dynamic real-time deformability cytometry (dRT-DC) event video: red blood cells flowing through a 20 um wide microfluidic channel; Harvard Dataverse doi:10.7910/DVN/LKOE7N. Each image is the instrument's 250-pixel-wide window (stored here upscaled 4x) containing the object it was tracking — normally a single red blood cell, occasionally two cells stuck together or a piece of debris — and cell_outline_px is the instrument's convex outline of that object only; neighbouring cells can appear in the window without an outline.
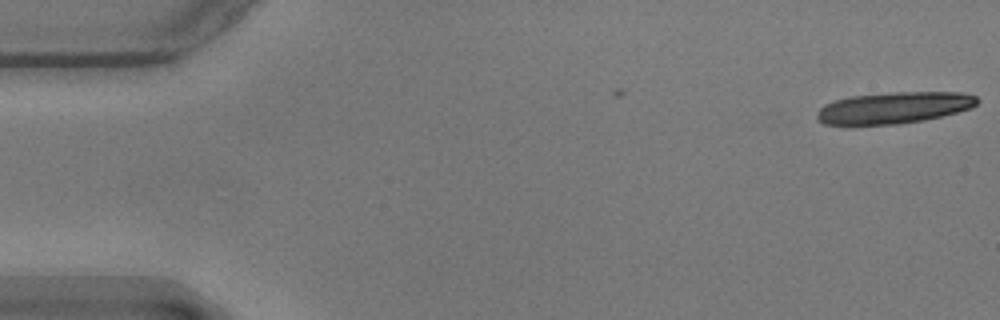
{"species": "common noctule bat (a hibernating species)", "species_latin": "Nyctalus noctula", "temperature_condition": "warm", "stored_images_in_passage": 7, "camera_frame_rate_fps": 3000, "um_per_image_px": 0.085, "animal": {"sex": "male", "body_mass_g": 17.9}, "frame": {"image": 1, "passage_image": 1, "time_ms": 0.0, "image_size_px": [1000, 320], "cell_outline_px": [[980, 100], [972, 108], [924, 120], [900, 124], [848, 128], [824, 124], [816, 120], [816, 116], [820, 108], [824, 104], [836, 100], [852, 96], [892, 92], [960, 92], [976, 96]], "centroid_in_image_um": [75.88, 9.2], "position_along_channel_um": 9.1, "area_um2": 30.4}}